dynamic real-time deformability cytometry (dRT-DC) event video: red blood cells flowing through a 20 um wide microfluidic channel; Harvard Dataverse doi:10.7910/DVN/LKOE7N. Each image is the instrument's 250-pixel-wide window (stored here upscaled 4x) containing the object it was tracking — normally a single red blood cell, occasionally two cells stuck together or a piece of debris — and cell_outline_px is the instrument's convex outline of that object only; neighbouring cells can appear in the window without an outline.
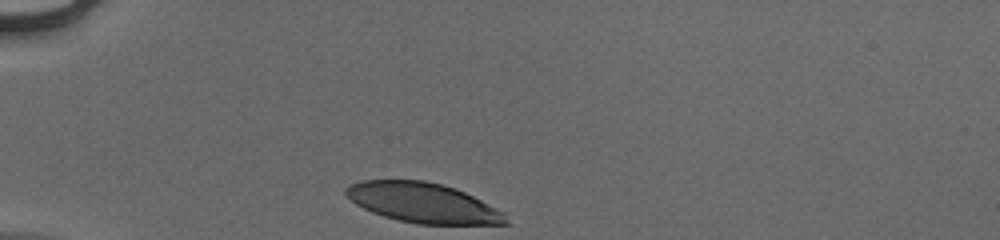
{"species": "human", "species_latin": "Homo sapiens", "temperature_condition": "cold", "stored_images_in_passage": 30, "camera_frame_rate_fps": 3000, "um_per_image_px": 0.085, "donor": {"sex": "male"}, "frame": {"image": 1, "passage_image": 1, "time_ms": 0.0, "image_size_px": [1000, 240], "cell_outline_px": [[512, 224], [416, 224], [396, 220], [372, 212], [356, 204], [344, 196], [344, 188], [348, 184], [364, 180], [424, 180], [456, 188], [504, 212]], "centroid_in_image_um": [35.92, 17.24], "position_along_channel_um": 49.1, "area_um2": 37.34}}
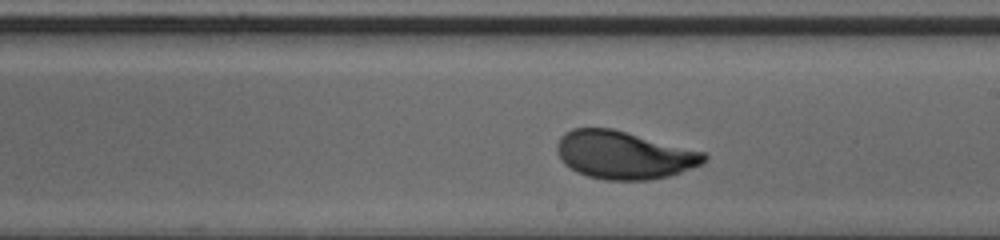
{"frame": {"image": 2, "passage_image": 18, "time_ms": 5.667, "image_size_px": [1000, 240], "cell_outline_px": [[708, 156], [704, 164], [668, 176], [652, 180], [604, 180], [588, 176], [576, 172], [564, 164], [560, 160], [556, 148], [556, 144], [560, 136], [564, 132], [572, 128], [612, 128], [708, 152]], "centroid_in_image_um": [53.05, 13.17], "position_along_channel_um": 235.9, "area_um2": 41.67}}
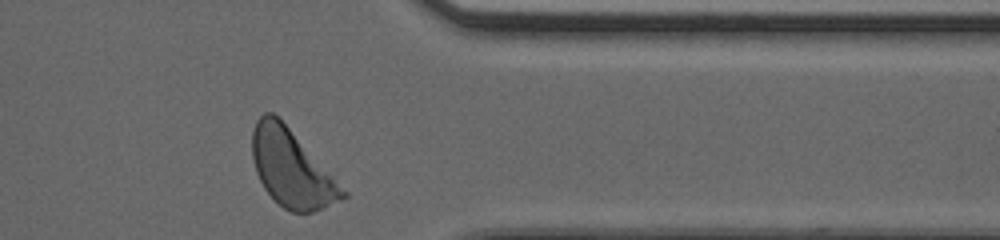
{"frame": {"image": 3, "passage_image": 30, "time_ms": 9.667, "image_size_px": [1000, 240], "cell_outline_px": [[348, 196], [340, 200], [312, 212], [292, 212], [284, 208], [264, 188], [256, 172], [252, 156], [252, 132], [256, 120], [264, 112], [272, 112], [288, 128], [348, 192]], "centroid_in_image_um": [24.76, 14.32], "position_along_channel_um": 386.6, "area_um2": 39.59}, "authors_computed_cell_mechanics": {"area_um2": 40.2577, "velocity_mm_per_s": 3.9, "shape_relaxation_time_tau1_ms": 3.2848, "shape_relaxation_time_tau2_ms": null, "deformation_change_tau1": 0.1624, "deformation_change_tau2": null}}